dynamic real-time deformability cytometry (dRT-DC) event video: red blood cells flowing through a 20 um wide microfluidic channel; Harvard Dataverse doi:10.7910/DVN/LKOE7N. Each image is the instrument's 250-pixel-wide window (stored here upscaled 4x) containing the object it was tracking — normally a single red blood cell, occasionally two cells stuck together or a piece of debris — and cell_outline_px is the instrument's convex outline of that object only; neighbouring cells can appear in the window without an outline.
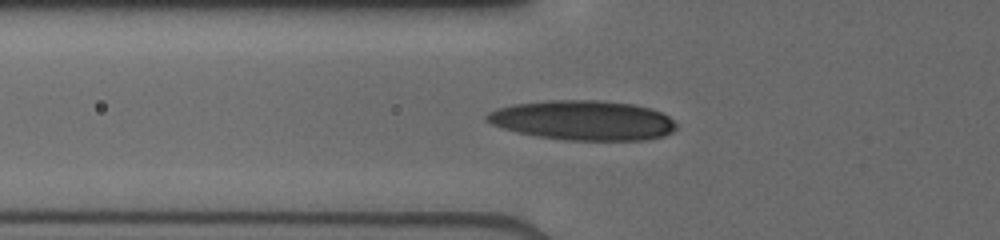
{"species": "human", "species_latin": "Homo sapiens", "temperature_condition": "cold", "stored_images_in_passage": 35, "camera_frame_rate_fps": 3000, "um_per_image_px": 0.085, "donor": {"sex": "male"}, "frame": {"image": 1, "passage_image": 9, "time_ms": 3.667, "image_size_px": [1000, 240], "cell_outline_px": [[676, 128], [672, 132], [664, 136], [644, 140], [564, 140], [536, 136], [516, 132], [492, 124], [484, 120], [484, 116], [488, 112], [496, 108], [516, 104], [544, 100], [600, 100], [632, 104], [652, 108], [668, 116], [676, 124]], "centroid_in_image_um": [49.54, 10.22], "position_along_channel_um": 76.3, "area_um2": 44.04}}
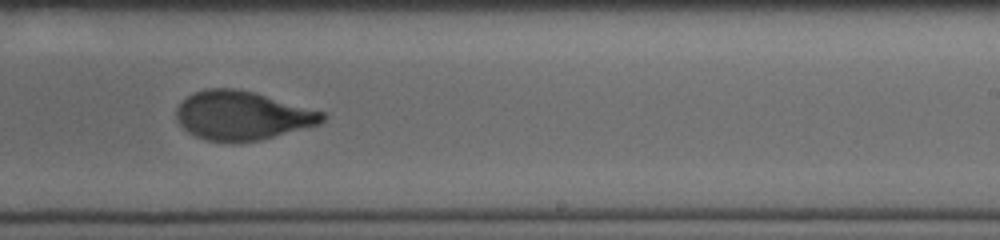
{"frame": {"image": 2, "passage_image": 22, "time_ms": 8.333, "image_size_px": [1000, 240], "cell_outline_px": [[328, 116], [320, 124], [260, 140], [236, 144], [232, 144], [204, 140], [188, 132], [176, 120], [176, 108], [188, 96], [204, 88], [232, 88], [252, 92], [324, 112]], "centroid_in_image_um": [20.57, 9.85], "position_along_channel_um": 268.4, "area_um2": 41.67}}
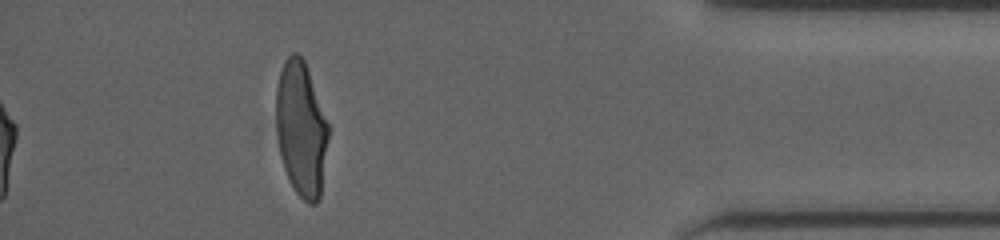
{"frame": {"image": 3, "passage_image": 35, "time_ms": 12.667, "image_size_px": [1000, 240], "cell_outline_px": [[328, 136], [320, 200], [316, 204], [308, 204], [296, 192], [284, 168], [276, 136], [276, 88], [280, 72], [284, 60], [292, 52], [296, 52], [304, 60], [328, 124]], "centroid_in_image_um": [25.58, 10.96], "position_along_channel_um": 409.6, "area_um2": 40.75}}